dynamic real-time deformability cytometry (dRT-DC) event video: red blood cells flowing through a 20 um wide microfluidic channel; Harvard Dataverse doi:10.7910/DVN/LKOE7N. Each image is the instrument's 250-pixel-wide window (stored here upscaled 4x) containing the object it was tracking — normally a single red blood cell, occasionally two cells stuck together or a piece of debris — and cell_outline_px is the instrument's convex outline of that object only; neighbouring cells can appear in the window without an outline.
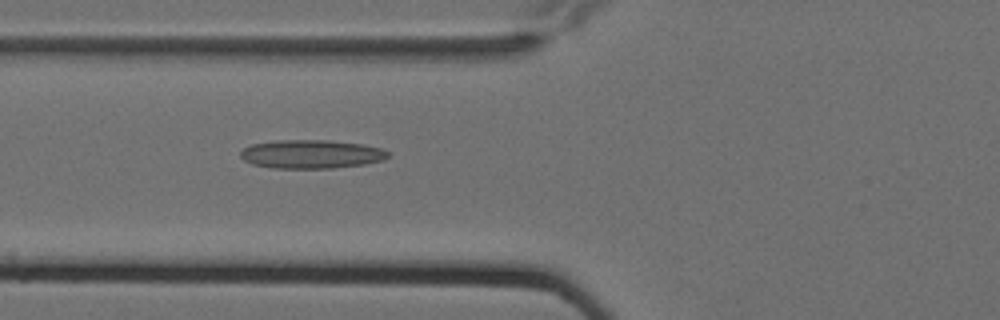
{"species": "Egyptian fruit bat (a non-hibernating species)", "species_latin": "Rousettus aegyptiacus", "temperature_condition": "cold", "stored_images_in_passage": 6, "camera_frame_rate_fps": 3000, "um_per_image_px": 0.085, "animal": {"sex": "female"}, "frame": {"image": 1, "passage_image": 6, "time_ms": 1.667, "image_size_px": [1000, 320], "cell_outline_px": [[392, 152], [384, 160], [364, 164], [332, 168], [272, 168], [252, 164], [244, 160], [240, 156], [240, 152], [244, 148], [252, 144], [276, 140], [328, 140], [364, 144], [380, 148]], "centroid_in_image_um": [26.48, 13.1], "position_along_channel_um": 99.3, "area_um2": 24.74}}